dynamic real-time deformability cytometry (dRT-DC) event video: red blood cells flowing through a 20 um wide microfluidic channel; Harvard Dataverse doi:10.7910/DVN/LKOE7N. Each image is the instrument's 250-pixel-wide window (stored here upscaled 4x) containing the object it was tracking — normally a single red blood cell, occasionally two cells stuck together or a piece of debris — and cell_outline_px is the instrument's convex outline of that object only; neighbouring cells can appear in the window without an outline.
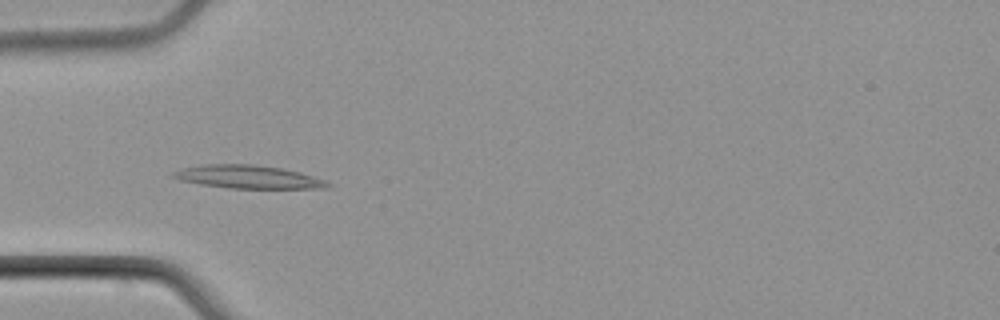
{"species": "common noctule bat (a hibernating species)", "species_latin": "Nyctalus noctula", "temperature_condition": "cold", "stored_images_in_passage": 7, "camera_frame_rate_fps": 3000, "um_per_image_px": 0.085, "animal": {"sex": "male", "body_mass_g": 21.5, "forearm_length_mm": 52.0}, "frame": {"image": 1, "passage_image": 6, "time_ms": 6.0, "image_size_px": [1000, 320], "cell_outline_px": [[332, 184], [328, 188], [228, 188], [200, 184], [180, 180], [172, 176], [172, 172], [180, 168], [208, 164], [252, 164], [284, 168], [300, 172], [324, 180]], "centroid_in_image_um": [21.09, 15.03], "position_along_channel_um": 63.9, "area_um2": 20.81}}
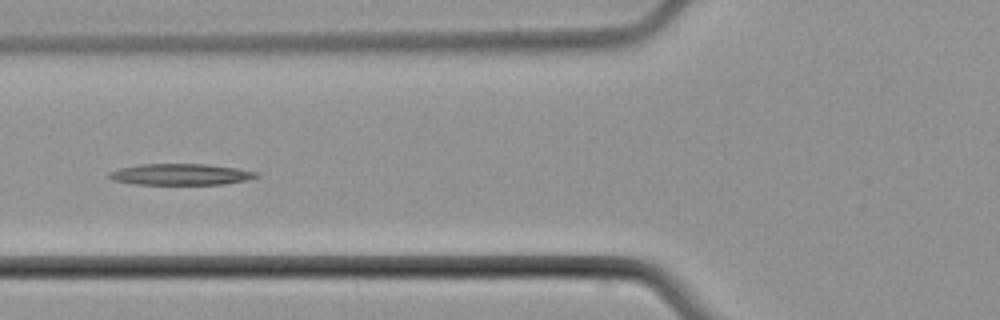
{"frame": {"image": 2, "passage_image": 7, "time_ms": 7.333, "image_size_px": [1000, 320], "cell_outline_px": [[260, 176], [248, 180], [224, 184], [136, 184], [112, 180], [108, 176], [108, 172], [120, 168], [140, 164], [208, 164], [236, 168], [256, 172]], "centroid_in_image_um": [15.35, 14.82], "position_along_channel_um": 110.4, "area_um2": 18.21}}